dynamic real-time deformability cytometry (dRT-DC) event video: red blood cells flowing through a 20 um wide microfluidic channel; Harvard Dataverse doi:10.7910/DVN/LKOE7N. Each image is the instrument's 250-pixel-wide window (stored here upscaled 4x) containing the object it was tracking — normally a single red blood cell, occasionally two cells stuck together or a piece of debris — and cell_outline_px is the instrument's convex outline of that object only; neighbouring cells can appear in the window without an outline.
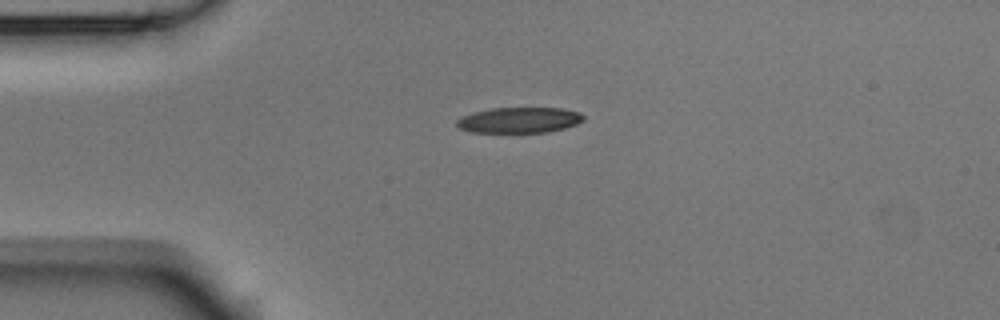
{"species": "Egyptian fruit bat (a non-hibernating species)", "species_latin": "Rousettus aegyptiacus", "temperature_condition": "room temperature", "stored_images_in_passage": 12, "camera_frame_rate_fps": 3000, "um_per_image_px": 0.085, "animal": {"sex": "male"}, "frame": {"image": 1, "passage_image": 1, "time_ms": 0.0, "image_size_px": [1000, 320], "cell_outline_px": [[584, 120], [576, 124], [564, 128], [548, 132], [472, 132], [460, 128], [456, 124], [456, 120], [472, 112], [492, 108], [560, 108], [580, 112], [584, 116]], "centroid_in_image_um": [44.15, 10.2], "position_along_channel_um": 40.8, "area_um2": 18.84}}
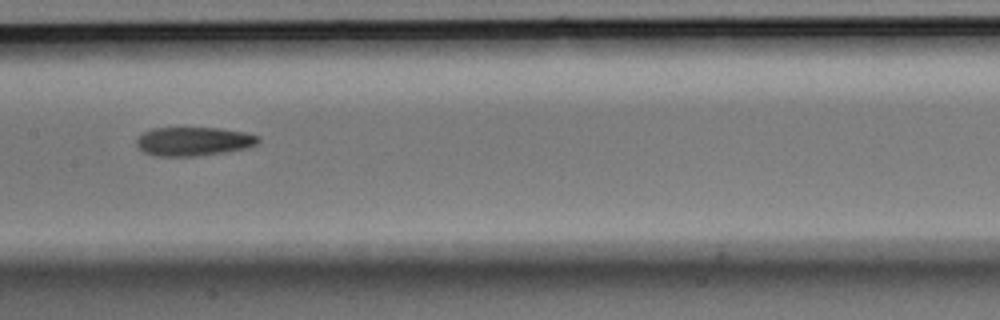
{"frame": {"image": 2, "passage_image": 5, "time_ms": 1.333, "image_size_px": [1000, 320], "cell_outline_px": [[260, 144], [248, 148], [200, 156], [152, 156], [144, 152], [136, 144], [136, 140], [144, 132], [152, 128], [220, 128], [244, 132], [260, 136]], "centroid_in_image_um": [16.5, 12.02], "position_along_channel_um": 190.9, "area_um2": 20.63}}
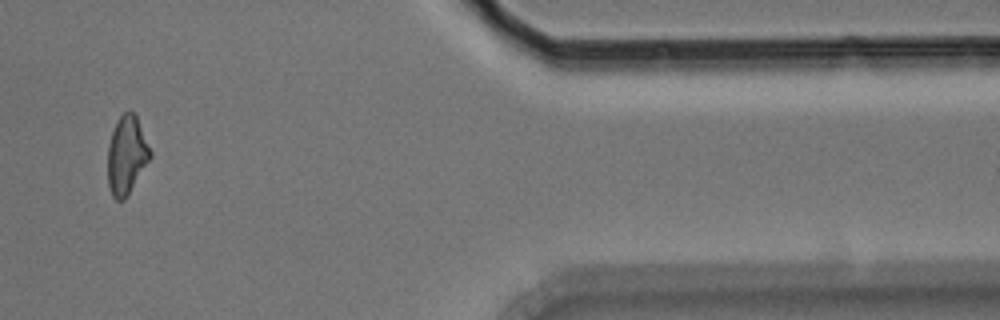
{"frame": {"image": 3, "passage_image": 10, "time_ms": 3.0, "image_size_px": [1000, 320], "cell_outline_px": [[152, 156], [124, 200], [116, 200], [112, 196], [108, 184], [108, 144], [116, 120], [128, 108], [136, 116], [152, 152]], "centroid_in_image_um": [10.76, 13.16], "position_along_channel_um": 400.6, "area_um2": 19.31}}